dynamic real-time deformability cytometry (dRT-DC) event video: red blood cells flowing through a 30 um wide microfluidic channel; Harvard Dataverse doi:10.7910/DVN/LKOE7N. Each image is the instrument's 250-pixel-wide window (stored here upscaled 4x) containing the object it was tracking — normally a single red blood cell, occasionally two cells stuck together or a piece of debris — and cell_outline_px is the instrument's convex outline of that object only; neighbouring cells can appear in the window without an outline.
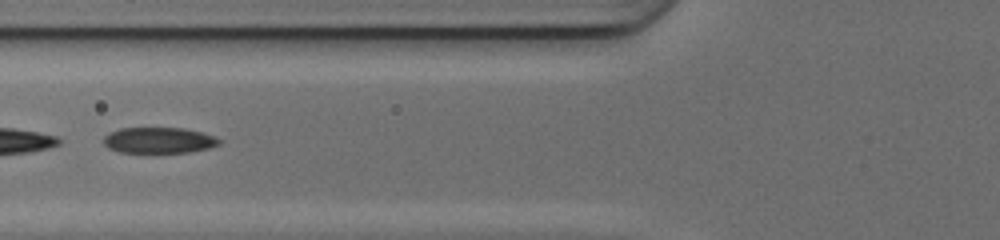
{"species": "common noctule bat (a hibernating species)", "species_latin": "Nyctalus noctula", "temperature_condition": "cold", "stored_images_in_passage": 30, "camera_frame_rate_fps": 3000, "um_per_image_px": 0.085, "animal": {"sex": "female", "body_mass_g": 17.0, "forearm_length_mm": 48.0}, "frame": {"image": 1, "passage_image": 5, "time_ms": 1.333, "image_size_px": [1000, 240], "cell_outline_px": [[220, 144], [208, 148], [188, 152], [120, 152], [108, 148], [104, 144], [104, 136], [108, 132], [120, 128], [184, 128], [200, 132], [212, 136], [220, 140]], "centroid_in_image_um": [13.45, 11.92], "position_along_channel_um": 112.3, "area_um2": 17.28}, "authors_computed_cell_mechanics": {"area_um2": 19.1029, "velocity_mm_per_s": 4.1964, "shape_relaxation_time_tau1_ms": null, "shape_relaxation_time_tau2_ms": 2.4442, "deformation_change_tau1": null, "deformation_change_tau2": 0.093}}